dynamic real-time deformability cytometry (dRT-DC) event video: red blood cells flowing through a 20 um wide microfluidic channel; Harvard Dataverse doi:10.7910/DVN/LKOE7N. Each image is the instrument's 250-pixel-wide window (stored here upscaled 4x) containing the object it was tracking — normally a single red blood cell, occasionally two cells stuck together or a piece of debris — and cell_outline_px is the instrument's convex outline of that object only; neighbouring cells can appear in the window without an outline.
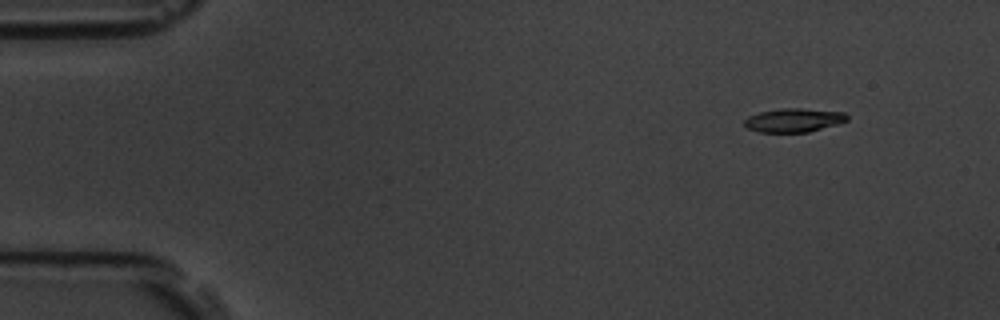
{"species": "common noctule bat (a hibernating species)", "species_latin": "Nyctalus noctula", "temperature_condition": "room temperature", "stored_images_in_passage": 4, "camera_frame_rate_fps": 3000, "um_per_image_px": 0.085, "animal": {"sex": "male", "body_mass_g": 19.5, "forearm_length_mm": 54.6}, "frame": {"image": 1, "passage_image": 1, "time_ms": 0.0, "image_size_px": [1000, 320], "cell_outline_px": [[848, 120], [836, 124], [808, 132], [760, 132], [748, 128], [744, 124], [744, 120], [748, 116], [760, 112], [780, 108], [800, 108], [844, 112], [848, 116]], "centroid_in_image_um": [67.46, 10.21], "position_along_channel_um": 17.5, "area_um2": 14.1}}